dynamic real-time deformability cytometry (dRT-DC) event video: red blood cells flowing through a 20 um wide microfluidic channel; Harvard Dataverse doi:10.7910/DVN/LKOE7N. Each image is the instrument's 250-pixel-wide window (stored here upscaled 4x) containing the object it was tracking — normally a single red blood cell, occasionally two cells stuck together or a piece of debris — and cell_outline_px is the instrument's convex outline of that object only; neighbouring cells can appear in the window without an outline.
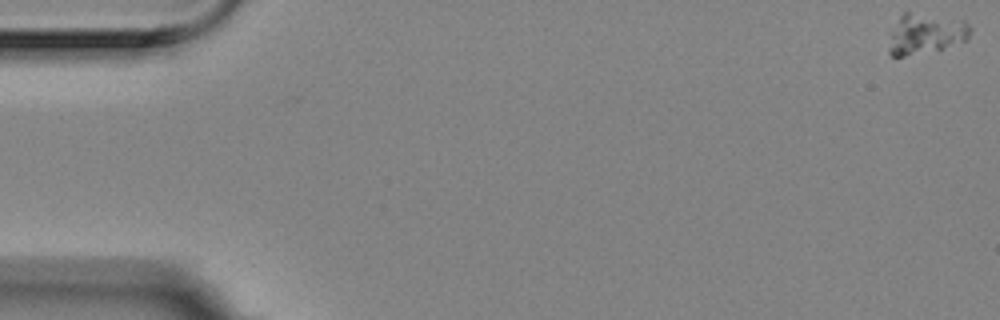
{"species": "Egyptian fruit bat (a non-hibernating species)", "species_latin": "Rousettus aegyptiacus", "temperature_condition": "room temperature", "stored_images_in_passage": 11, "camera_frame_rate_fps": 3000, "um_per_image_px": 0.085, "animal": {"sex": "female"}, "frame": {"image": 1, "passage_image": 1, "time_ms": 0.0, "image_size_px": [1000, 320], "cell_outline_px": [[972, 28], [968, 40], [940, 48], [904, 56], [892, 56], [888, 52], [888, 32], [900, 16], [904, 12], [908, 12], [964, 20]], "centroid_in_image_um": [78.63, 2.86], "position_along_channel_um": 6.4, "area_um2": 19.13}}